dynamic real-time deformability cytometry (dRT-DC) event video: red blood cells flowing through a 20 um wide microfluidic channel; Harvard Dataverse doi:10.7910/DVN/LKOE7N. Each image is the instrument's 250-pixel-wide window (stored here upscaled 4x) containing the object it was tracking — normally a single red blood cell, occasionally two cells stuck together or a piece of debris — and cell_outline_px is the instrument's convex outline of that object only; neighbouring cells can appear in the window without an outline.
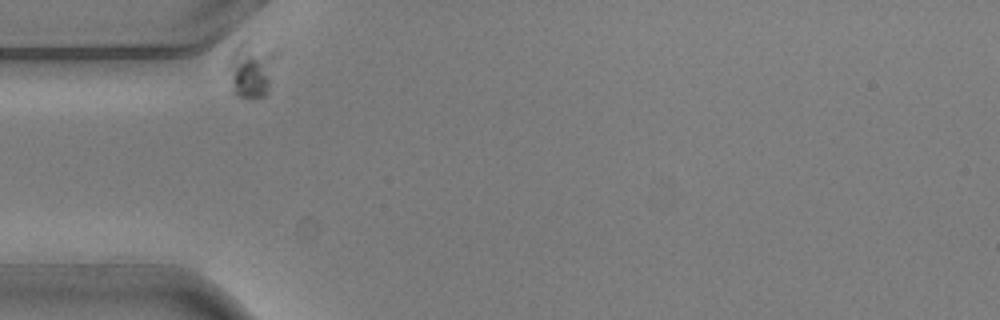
{"species": "common noctule bat (a hibernating species)", "species_latin": "Nyctalus noctula", "temperature_condition": "warm", "stored_images_in_passage": 2, "camera_frame_rate_fps": 3000, "um_per_image_px": 0.085, "animal": {"sex": "male", "body_mass_g": 20.5, "forearm_length_mm": 52.5}, "frame": {"image": 1, "passage_image": 1, "time_ms": 0.0, "image_size_px": [1000, 320], "cell_outline_px": [[280, 52], [268, 92], [264, 96], [236, 96], [232, 92], [228, 68], [228, 56], [244, 40], [280, 48]], "centroid_in_image_um": [21.44, 5.82], "position_along_channel_um": 63.6, "area_um2": 16.42}}